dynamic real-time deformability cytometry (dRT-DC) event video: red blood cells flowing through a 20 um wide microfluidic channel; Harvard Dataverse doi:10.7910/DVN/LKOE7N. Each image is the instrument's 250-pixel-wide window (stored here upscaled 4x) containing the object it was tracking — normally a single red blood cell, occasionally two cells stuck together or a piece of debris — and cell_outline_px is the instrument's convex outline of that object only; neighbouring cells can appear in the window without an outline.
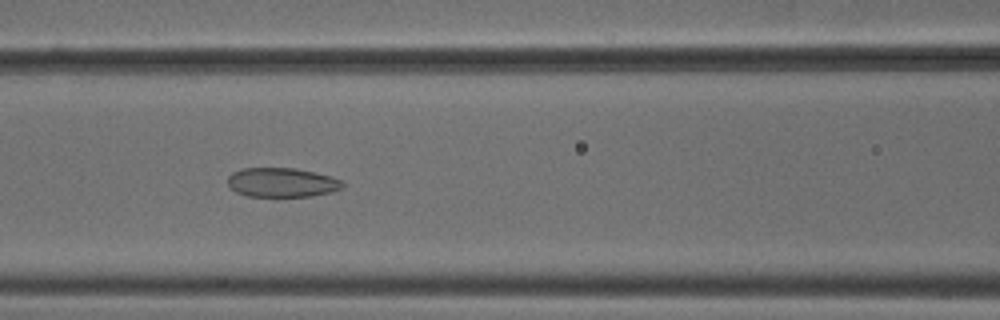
{"species": "common noctule bat (a hibernating species)", "species_latin": "Nyctalus noctula", "temperature_condition": "cold", "stored_images_in_passage": 54, "segment_of_instrument_passage": [1, 2], "camera_frame_rate_fps": 3000, "um_per_image_px": 0.085, "animal": {"sex": "male", "body_mass_g": 18.8}, "frame": {"image": 1, "passage_image": 23, "time_ms": 7.333, "image_size_px": [1000, 320], "cell_outline_px": [[344, 184], [340, 188], [328, 192], [312, 196], [248, 196], [236, 192], [228, 184], [228, 176], [232, 172], [240, 168], [296, 168], [328, 176], [340, 180]], "centroid_in_image_um": [23.89, 15.5], "position_along_channel_um": 142.7, "area_um2": 19.31}}
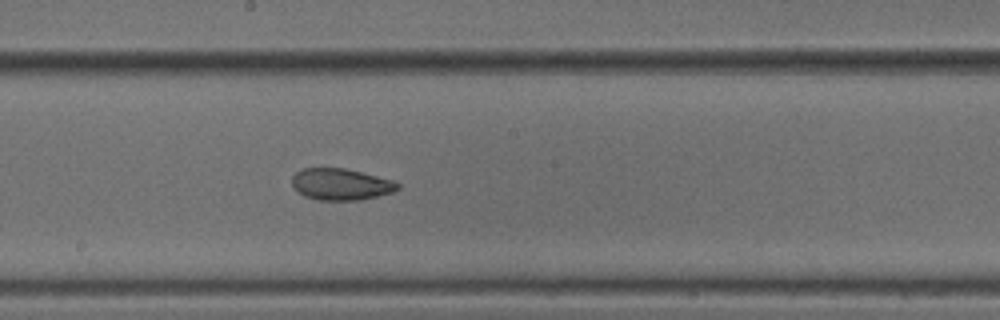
{"frame": {"image": 2, "passage_image": 29, "time_ms": 9.333, "image_size_px": [1000, 320], "cell_outline_px": [[400, 188], [392, 192], [360, 200], [320, 200], [304, 196], [296, 192], [292, 188], [292, 176], [300, 168], [344, 168], [396, 180], [400, 184]], "centroid_in_image_um": [28.96, 15.66], "position_along_channel_um": 219.2, "area_um2": 19.71}}
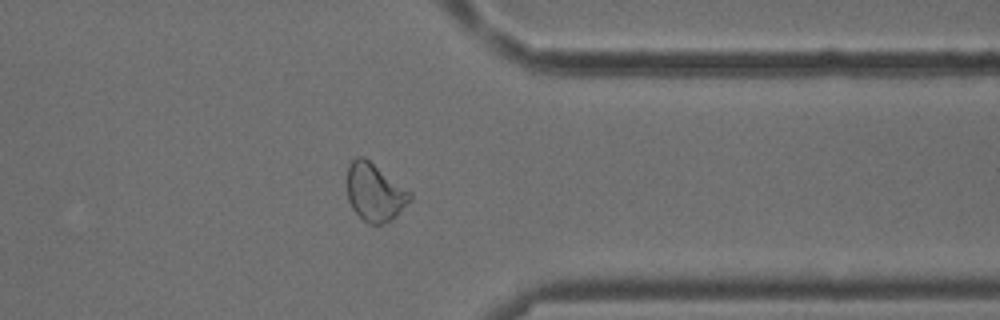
{"frame": {"image": 3, "passage_image": 42, "time_ms": 13.667, "image_size_px": [1000, 320], "cell_outline_px": [[412, 200], [392, 220], [384, 224], [368, 224], [352, 208], [348, 200], [348, 164], [356, 156], [364, 156], [412, 192]], "centroid_in_image_um": [31.88, 16.34], "position_along_channel_um": 379.5, "area_um2": 21.33}}